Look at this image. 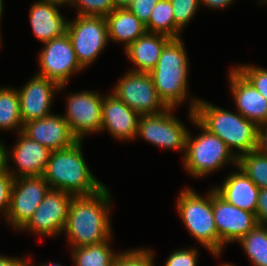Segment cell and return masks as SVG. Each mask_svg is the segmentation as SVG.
<instances>
[{"instance_id": "obj_16", "label": "cell", "mask_w": 267, "mask_h": 266, "mask_svg": "<svg viewBox=\"0 0 267 266\" xmlns=\"http://www.w3.org/2000/svg\"><path fill=\"white\" fill-rule=\"evenodd\" d=\"M67 85L59 86L54 81L33 74L22 87H18L20 115L23 125L53 114L52 106Z\"/></svg>"}, {"instance_id": "obj_4", "label": "cell", "mask_w": 267, "mask_h": 266, "mask_svg": "<svg viewBox=\"0 0 267 266\" xmlns=\"http://www.w3.org/2000/svg\"><path fill=\"white\" fill-rule=\"evenodd\" d=\"M194 112L195 119L225 142L236 157L256 150L259 132L256 122L202 98L197 102Z\"/></svg>"}, {"instance_id": "obj_35", "label": "cell", "mask_w": 267, "mask_h": 266, "mask_svg": "<svg viewBox=\"0 0 267 266\" xmlns=\"http://www.w3.org/2000/svg\"><path fill=\"white\" fill-rule=\"evenodd\" d=\"M159 0H133L127 7L143 24L149 22L153 8Z\"/></svg>"}, {"instance_id": "obj_38", "label": "cell", "mask_w": 267, "mask_h": 266, "mask_svg": "<svg viewBox=\"0 0 267 266\" xmlns=\"http://www.w3.org/2000/svg\"><path fill=\"white\" fill-rule=\"evenodd\" d=\"M203 8L210 10H225L227 7L232 6L235 0H199Z\"/></svg>"}, {"instance_id": "obj_45", "label": "cell", "mask_w": 267, "mask_h": 266, "mask_svg": "<svg viewBox=\"0 0 267 266\" xmlns=\"http://www.w3.org/2000/svg\"><path fill=\"white\" fill-rule=\"evenodd\" d=\"M219 266H236V265H234V264H232V263H222V264H220Z\"/></svg>"}, {"instance_id": "obj_3", "label": "cell", "mask_w": 267, "mask_h": 266, "mask_svg": "<svg viewBox=\"0 0 267 266\" xmlns=\"http://www.w3.org/2000/svg\"><path fill=\"white\" fill-rule=\"evenodd\" d=\"M83 148V141H77L68 148L52 151L43 174L51 189L86 196L106 186L87 166Z\"/></svg>"}, {"instance_id": "obj_7", "label": "cell", "mask_w": 267, "mask_h": 266, "mask_svg": "<svg viewBox=\"0 0 267 266\" xmlns=\"http://www.w3.org/2000/svg\"><path fill=\"white\" fill-rule=\"evenodd\" d=\"M69 35L77 60L86 70L109 44L108 26L104 16H79L68 20Z\"/></svg>"}, {"instance_id": "obj_34", "label": "cell", "mask_w": 267, "mask_h": 266, "mask_svg": "<svg viewBox=\"0 0 267 266\" xmlns=\"http://www.w3.org/2000/svg\"><path fill=\"white\" fill-rule=\"evenodd\" d=\"M13 181V175L3 167L0 170V214L4 219L9 212Z\"/></svg>"}, {"instance_id": "obj_2", "label": "cell", "mask_w": 267, "mask_h": 266, "mask_svg": "<svg viewBox=\"0 0 267 266\" xmlns=\"http://www.w3.org/2000/svg\"><path fill=\"white\" fill-rule=\"evenodd\" d=\"M183 37L171 39L163 48L155 68L149 72L156 91L168 108H178L187 102L194 111L200 97L189 93L190 61ZM189 100V101H188Z\"/></svg>"}, {"instance_id": "obj_25", "label": "cell", "mask_w": 267, "mask_h": 266, "mask_svg": "<svg viewBox=\"0 0 267 266\" xmlns=\"http://www.w3.org/2000/svg\"><path fill=\"white\" fill-rule=\"evenodd\" d=\"M15 134L23 130L17 87L0 86V131Z\"/></svg>"}, {"instance_id": "obj_18", "label": "cell", "mask_w": 267, "mask_h": 266, "mask_svg": "<svg viewBox=\"0 0 267 266\" xmlns=\"http://www.w3.org/2000/svg\"><path fill=\"white\" fill-rule=\"evenodd\" d=\"M227 75L236 111L259 126L267 123V99L234 66Z\"/></svg>"}, {"instance_id": "obj_1", "label": "cell", "mask_w": 267, "mask_h": 266, "mask_svg": "<svg viewBox=\"0 0 267 266\" xmlns=\"http://www.w3.org/2000/svg\"><path fill=\"white\" fill-rule=\"evenodd\" d=\"M112 196L106 185L92 195L72 198L63 230L69 248L98 244L114 236L110 217Z\"/></svg>"}, {"instance_id": "obj_6", "label": "cell", "mask_w": 267, "mask_h": 266, "mask_svg": "<svg viewBox=\"0 0 267 266\" xmlns=\"http://www.w3.org/2000/svg\"><path fill=\"white\" fill-rule=\"evenodd\" d=\"M177 215L187 232L202 248L218 258V231L212 212V187L206 195L190 186L182 188L176 199Z\"/></svg>"}, {"instance_id": "obj_43", "label": "cell", "mask_w": 267, "mask_h": 266, "mask_svg": "<svg viewBox=\"0 0 267 266\" xmlns=\"http://www.w3.org/2000/svg\"><path fill=\"white\" fill-rule=\"evenodd\" d=\"M30 260H31V265L30 266H37V265H35L34 264V262L32 261V257H30ZM33 262V263H32ZM34 264V265H33ZM38 266H64V265H61V264H59L57 261L56 262H51V261H49V262H41V263H39L38 264Z\"/></svg>"}, {"instance_id": "obj_13", "label": "cell", "mask_w": 267, "mask_h": 266, "mask_svg": "<svg viewBox=\"0 0 267 266\" xmlns=\"http://www.w3.org/2000/svg\"><path fill=\"white\" fill-rule=\"evenodd\" d=\"M16 136L10 149L3 142L4 167L14 178L43 176L52 151L30 139L22 131Z\"/></svg>"}, {"instance_id": "obj_21", "label": "cell", "mask_w": 267, "mask_h": 266, "mask_svg": "<svg viewBox=\"0 0 267 266\" xmlns=\"http://www.w3.org/2000/svg\"><path fill=\"white\" fill-rule=\"evenodd\" d=\"M222 181L221 184L210 187L227 203L251 213H256L260 188L247 175L235 167V170L225 176Z\"/></svg>"}, {"instance_id": "obj_5", "label": "cell", "mask_w": 267, "mask_h": 266, "mask_svg": "<svg viewBox=\"0 0 267 266\" xmlns=\"http://www.w3.org/2000/svg\"><path fill=\"white\" fill-rule=\"evenodd\" d=\"M187 111L189 122L199 129V134L193 136V133L188 131L185 155L182 158L184 171L194 179H202L218 173L225 166L237 167V157L226 143L205 129L195 119L194 111Z\"/></svg>"}, {"instance_id": "obj_26", "label": "cell", "mask_w": 267, "mask_h": 266, "mask_svg": "<svg viewBox=\"0 0 267 266\" xmlns=\"http://www.w3.org/2000/svg\"><path fill=\"white\" fill-rule=\"evenodd\" d=\"M145 27L149 33L162 34L171 39L182 37L183 31L175 24L170 0H159L156 3Z\"/></svg>"}, {"instance_id": "obj_10", "label": "cell", "mask_w": 267, "mask_h": 266, "mask_svg": "<svg viewBox=\"0 0 267 266\" xmlns=\"http://www.w3.org/2000/svg\"><path fill=\"white\" fill-rule=\"evenodd\" d=\"M103 96L99 91L88 89L65 96L66 107L62 115L78 141H85L89 134L100 133Z\"/></svg>"}, {"instance_id": "obj_28", "label": "cell", "mask_w": 267, "mask_h": 266, "mask_svg": "<svg viewBox=\"0 0 267 266\" xmlns=\"http://www.w3.org/2000/svg\"><path fill=\"white\" fill-rule=\"evenodd\" d=\"M237 168L247 175L258 188L267 189V156L257 150L237 157Z\"/></svg>"}, {"instance_id": "obj_40", "label": "cell", "mask_w": 267, "mask_h": 266, "mask_svg": "<svg viewBox=\"0 0 267 266\" xmlns=\"http://www.w3.org/2000/svg\"><path fill=\"white\" fill-rule=\"evenodd\" d=\"M40 1L52 3V4L58 5V6L63 7V8L64 7H66V8L71 7L72 8V4H73L74 0H40Z\"/></svg>"}, {"instance_id": "obj_24", "label": "cell", "mask_w": 267, "mask_h": 266, "mask_svg": "<svg viewBox=\"0 0 267 266\" xmlns=\"http://www.w3.org/2000/svg\"><path fill=\"white\" fill-rule=\"evenodd\" d=\"M113 239L114 237L98 244L69 248L73 265L112 266L120 253L119 250L115 251L112 248Z\"/></svg>"}, {"instance_id": "obj_36", "label": "cell", "mask_w": 267, "mask_h": 266, "mask_svg": "<svg viewBox=\"0 0 267 266\" xmlns=\"http://www.w3.org/2000/svg\"><path fill=\"white\" fill-rule=\"evenodd\" d=\"M255 216L258 224L267 225V189L260 188Z\"/></svg>"}, {"instance_id": "obj_23", "label": "cell", "mask_w": 267, "mask_h": 266, "mask_svg": "<svg viewBox=\"0 0 267 266\" xmlns=\"http://www.w3.org/2000/svg\"><path fill=\"white\" fill-rule=\"evenodd\" d=\"M105 18L109 42L122 44L123 49L147 32L145 24L126 7L115 8Z\"/></svg>"}, {"instance_id": "obj_42", "label": "cell", "mask_w": 267, "mask_h": 266, "mask_svg": "<svg viewBox=\"0 0 267 266\" xmlns=\"http://www.w3.org/2000/svg\"><path fill=\"white\" fill-rule=\"evenodd\" d=\"M4 1L3 0H0V50L2 49V30H1V22H2V15L4 13Z\"/></svg>"}, {"instance_id": "obj_32", "label": "cell", "mask_w": 267, "mask_h": 266, "mask_svg": "<svg viewBox=\"0 0 267 266\" xmlns=\"http://www.w3.org/2000/svg\"><path fill=\"white\" fill-rule=\"evenodd\" d=\"M234 67L267 99V69L248 63Z\"/></svg>"}, {"instance_id": "obj_46", "label": "cell", "mask_w": 267, "mask_h": 266, "mask_svg": "<svg viewBox=\"0 0 267 266\" xmlns=\"http://www.w3.org/2000/svg\"><path fill=\"white\" fill-rule=\"evenodd\" d=\"M259 4H261V5H262V4H263V5L266 4V5H267V0H261V2H259Z\"/></svg>"}, {"instance_id": "obj_22", "label": "cell", "mask_w": 267, "mask_h": 266, "mask_svg": "<svg viewBox=\"0 0 267 266\" xmlns=\"http://www.w3.org/2000/svg\"><path fill=\"white\" fill-rule=\"evenodd\" d=\"M170 40L168 36L146 32L124 49V55L132 64L128 69L135 72H151Z\"/></svg>"}, {"instance_id": "obj_41", "label": "cell", "mask_w": 267, "mask_h": 266, "mask_svg": "<svg viewBox=\"0 0 267 266\" xmlns=\"http://www.w3.org/2000/svg\"><path fill=\"white\" fill-rule=\"evenodd\" d=\"M116 8L128 7L133 0H112Z\"/></svg>"}, {"instance_id": "obj_39", "label": "cell", "mask_w": 267, "mask_h": 266, "mask_svg": "<svg viewBox=\"0 0 267 266\" xmlns=\"http://www.w3.org/2000/svg\"><path fill=\"white\" fill-rule=\"evenodd\" d=\"M256 150L259 153L267 156V123L259 126Z\"/></svg>"}, {"instance_id": "obj_17", "label": "cell", "mask_w": 267, "mask_h": 266, "mask_svg": "<svg viewBox=\"0 0 267 266\" xmlns=\"http://www.w3.org/2000/svg\"><path fill=\"white\" fill-rule=\"evenodd\" d=\"M139 118L140 115L115 94H104L100 133L107 132L119 142L135 141Z\"/></svg>"}, {"instance_id": "obj_15", "label": "cell", "mask_w": 267, "mask_h": 266, "mask_svg": "<svg viewBox=\"0 0 267 266\" xmlns=\"http://www.w3.org/2000/svg\"><path fill=\"white\" fill-rule=\"evenodd\" d=\"M212 212L218 231V257L227 245L238 242L258 225L254 213L227 203L212 188Z\"/></svg>"}, {"instance_id": "obj_9", "label": "cell", "mask_w": 267, "mask_h": 266, "mask_svg": "<svg viewBox=\"0 0 267 266\" xmlns=\"http://www.w3.org/2000/svg\"><path fill=\"white\" fill-rule=\"evenodd\" d=\"M37 55L39 70L35 74L48 78L59 86L69 85L72 76L85 70L77 60L67 33L43 43Z\"/></svg>"}, {"instance_id": "obj_37", "label": "cell", "mask_w": 267, "mask_h": 266, "mask_svg": "<svg viewBox=\"0 0 267 266\" xmlns=\"http://www.w3.org/2000/svg\"><path fill=\"white\" fill-rule=\"evenodd\" d=\"M31 260L29 256H10L0 253V266H30Z\"/></svg>"}, {"instance_id": "obj_31", "label": "cell", "mask_w": 267, "mask_h": 266, "mask_svg": "<svg viewBox=\"0 0 267 266\" xmlns=\"http://www.w3.org/2000/svg\"><path fill=\"white\" fill-rule=\"evenodd\" d=\"M173 8L175 24L184 31L201 8L199 0H170Z\"/></svg>"}, {"instance_id": "obj_27", "label": "cell", "mask_w": 267, "mask_h": 266, "mask_svg": "<svg viewBox=\"0 0 267 266\" xmlns=\"http://www.w3.org/2000/svg\"><path fill=\"white\" fill-rule=\"evenodd\" d=\"M237 243L253 266H267V225L258 224Z\"/></svg>"}, {"instance_id": "obj_29", "label": "cell", "mask_w": 267, "mask_h": 266, "mask_svg": "<svg viewBox=\"0 0 267 266\" xmlns=\"http://www.w3.org/2000/svg\"><path fill=\"white\" fill-rule=\"evenodd\" d=\"M155 251L148 247H137L121 251L112 266H155Z\"/></svg>"}, {"instance_id": "obj_44", "label": "cell", "mask_w": 267, "mask_h": 266, "mask_svg": "<svg viewBox=\"0 0 267 266\" xmlns=\"http://www.w3.org/2000/svg\"><path fill=\"white\" fill-rule=\"evenodd\" d=\"M0 138V170L4 167V148H3V140Z\"/></svg>"}, {"instance_id": "obj_11", "label": "cell", "mask_w": 267, "mask_h": 266, "mask_svg": "<svg viewBox=\"0 0 267 266\" xmlns=\"http://www.w3.org/2000/svg\"><path fill=\"white\" fill-rule=\"evenodd\" d=\"M111 92L140 116L154 115L168 109L160 99L149 72L127 70Z\"/></svg>"}, {"instance_id": "obj_30", "label": "cell", "mask_w": 267, "mask_h": 266, "mask_svg": "<svg viewBox=\"0 0 267 266\" xmlns=\"http://www.w3.org/2000/svg\"><path fill=\"white\" fill-rule=\"evenodd\" d=\"M72 7L79 16L104 17L116 8L112 0H74Z\"/></svg>"}, {"instance_id": "obj_19", "label": "cell", "mask_w": 267, "mask_h": 266, "mask_svg": "<svg viewBox=\"0 0 267 266\" xmlns=\"http://www.w3.org/2000/svg\"><path fill=\"white\" fill-rule=\"evenodd\" d=\"M22 132L51 151L68 148L78 141L63 115L57 113L25 123Z\"/></svg>"}, {"instance_id": "obj_14", "label": "cell", "mask_w": 267, "mask_h": 266, "mask_svg": "<svg viewBox=\"0 0 267 266\" xmlns=\"http://www.w3.org/2000/svg\"><path fill=\"white\" fill-rule=\"evenodd\" d=\"M50 189L43 176L14 178L9 212L4 221L18 232L29 221Z\"/></svg>"}, {"instance_id": "obj_20", "label": "cell", "mask_w": 267, "mask_h": 266, "mask_svg": "<svg viewBox=\"0 0 267 266\" xmlns=\"http://www.w3.org/2000/svg\"><path fill=\"white\" fill-rule=\"evenodd\" d=\"M29 22L34 36L41 44L67 33L68 19L58 5L40 0L30 4Z\"/></svg>"}, {"instance_id": "obj_33", "label": "cell", "mask_w": 267, "mask_h": 266, "mask_svg": "<svg viewBox=\"0 0 267 266\" xmlns=\"http://www.w3.org/2000/svg\"><path fill=\"white\" fill-rule=\"evenodd\" d=\"M199 253L196 247L178 248L169 253L163 266H198Z\"/></svg>"}, {"instance_id": "obj_12", "label": "cell", "mask_w": 267, "mask_h": 266, "mask_svg": "<svg viewBox=\"0 0 267 266\" xmlns=\"http://www.w3.org/2000/svg\"><path fill=\"white\" fill-rule=\"evenodd\" d=\"M73 197L70 193L50 189L29 221L19 232L25 231L31 233V235H39L42 238L61 236Z\"/></svg>"}, {"instance_id": "obj_8", "label": "cell", "mask_w": 267, "mask_h": 266, "mask_svg": "<svg viewBox=\"0 0 267 266\" xmlns=\"http://www.w3.org/2000/svg\"><path fill=\"white\" fill-rule=\"evenodd\" d=\"M175 115V108H168L158 114L140 116L136 139L141 138L156 147L185 155L189 129Z\"/></svg>"}]
</instances>
